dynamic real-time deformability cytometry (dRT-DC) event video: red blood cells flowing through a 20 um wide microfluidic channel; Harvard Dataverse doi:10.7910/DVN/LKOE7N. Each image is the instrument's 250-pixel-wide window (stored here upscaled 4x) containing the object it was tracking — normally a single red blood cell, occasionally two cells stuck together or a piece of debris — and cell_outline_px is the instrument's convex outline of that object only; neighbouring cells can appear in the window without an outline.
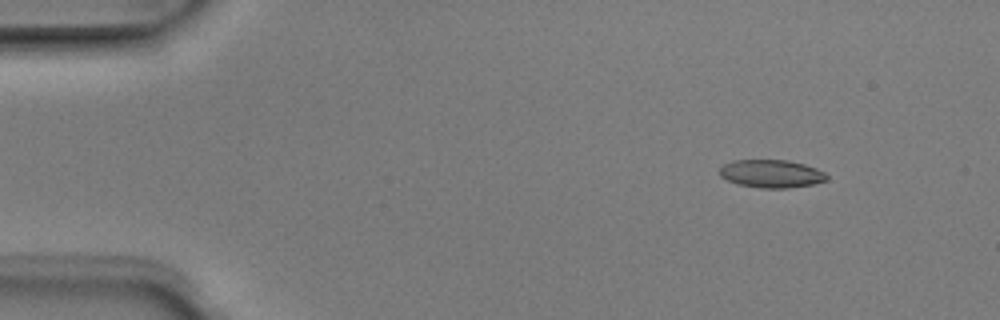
{"species": "Egyptian fruit bat (a non-hibernating species)", "species_latin": "Rousettus aegyptiacus", "temperature_condition": "room temperature", "stored_images_in_passage": 5, "camera_frame_rate_fps": 3000, "um_per_image_px": 0.085, "animal": {"sex": "male"}, "frame": {"image": 1, "passage_image": 2, "time_ms": 0.333, "image_size_px": [1000, 320], "cell_outline_px": [[828, 180], [812, 184], [788, 188], [760, 188], [740, 184], [728, 180], [720, 176], [720, 168], [724, 164], [732, 160], [788, 160], [804, 164], [816, 168], [824, 172], [828, 176]], "centroid_in_image_um": [65.58, 14.76], "position_along_channel_um": 19.4, "area_um2": 17.4}}